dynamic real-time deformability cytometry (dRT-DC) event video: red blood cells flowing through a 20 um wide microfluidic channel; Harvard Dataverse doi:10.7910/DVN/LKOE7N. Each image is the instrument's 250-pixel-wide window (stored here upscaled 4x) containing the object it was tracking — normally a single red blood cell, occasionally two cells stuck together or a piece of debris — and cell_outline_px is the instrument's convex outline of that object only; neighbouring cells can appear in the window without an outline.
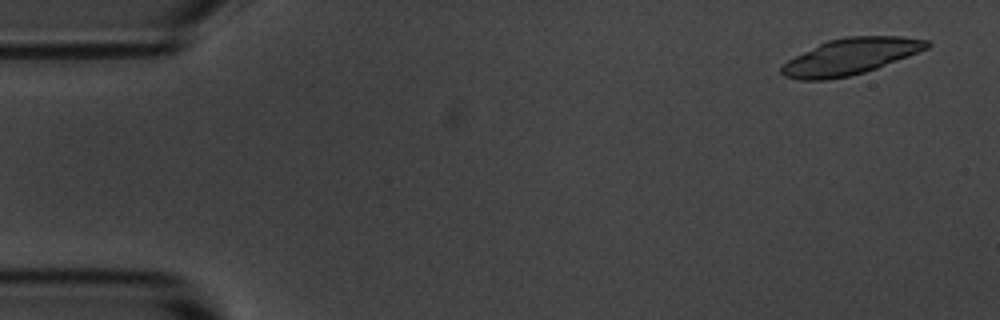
{"species": "common noctule bat (a hibernating species)", "species_latin": "Nyctalus noctula", "temperature_condition": "room temperature", "stored_images_in_passage": 5, "camera_frame_rate_fps": 3000, "um_per_image_px": 0.085, "animal": {"sex": "male", "body_mass_g": 20.1, "forearm_length_mm": 53.5}, "frame": {"image": 1, "passage_image": 1, "time_ms": 0.0, "image_size_px": [1000, 320], "cell_outline_px": [[932, 44], [928, 48], [908, 56], [876, 68], [864, 72], [848, 76], [824, 80], [800, 80], [784, 76], [780, 72], [780, 68], [788, 60], [828, 40], [844, 36], [900, 36], [928, 40]], "centroid_in_image_um": [72.3, 4.8], "position_along_channel_um": 12.7, "area_um2": 30.35}}